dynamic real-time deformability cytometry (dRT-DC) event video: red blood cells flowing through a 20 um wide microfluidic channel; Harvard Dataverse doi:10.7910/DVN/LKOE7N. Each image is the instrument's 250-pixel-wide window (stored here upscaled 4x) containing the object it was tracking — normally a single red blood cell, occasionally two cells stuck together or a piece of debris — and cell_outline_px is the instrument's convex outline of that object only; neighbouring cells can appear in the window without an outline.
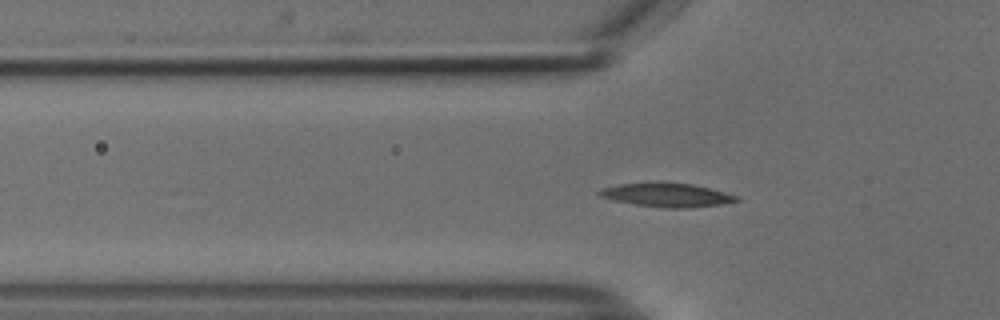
{"species": "common noctule bat (a hibernating species)", "species_latin": "Nyctalus noctula", "temperature_condition": "cold", "stored_images_in_passage": 33, "camera_frame_rate_fps": 3000, "um_per_image_px": 0.085, "animal": {"sex": "male", "body_mass_g": 18.8}, "frame": {"image": 1, "passage_image": 5, "time_ms": 1.333, "image_size_px": [1000, 320], "cell_outline_px": [[740, 200], [724, 204], [688, 208], [664, 208], [636, 204], [616, 200], [600, 196], [596, 192], [600, 188], [620, 184], [692, 184], [740, 196]], "centroid_in_image_um": [56.74, 16.6], "position_along_channel_um": 69.1, "area_um2": 18.38}}
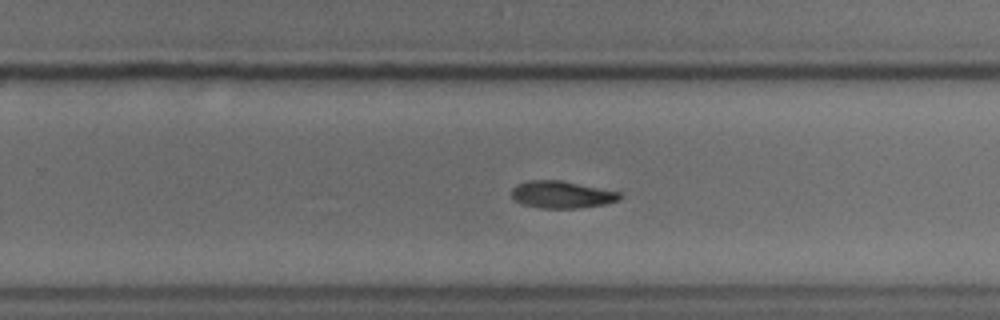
{"frame": {"image": 2, "passage_image": 22, "time_ms": 7.0, "image_size_px": [1000, 320], "cell_outline_px": [[624, 196], [620, 200], [604, 204], [576, 208], [540, 208], [524, 204], [516, 200], [512, 196], [512, 188], [516, 184], [528, 180], [560, 180], [620, 192]], "centroid_in_image_um": [47.76, 16.53], "position_along_channel_um": 282.0, "area_um2": 17.05}}
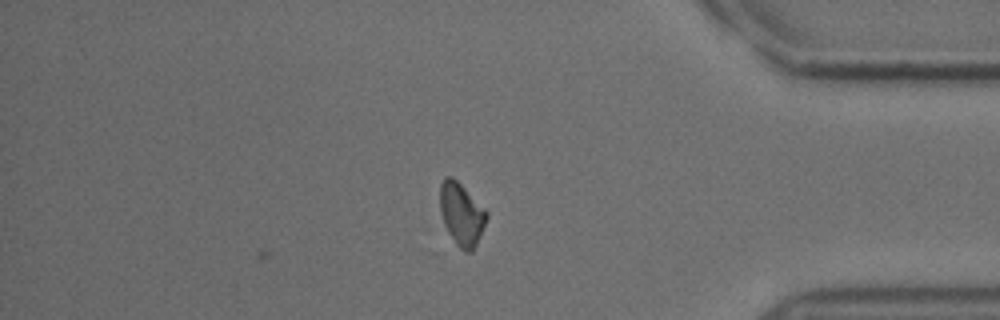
{"frame": {"image": 3, "passage_image": 33, "time_ms": 10.667, "image_size_px": [1000, 320], "cell_outline_px": [[488, 216], [480, 236], [472, 252], [464, 252], [456, 244], [448, 232], [444, 224], [440, 212], [440, 184], [448, 176], [452, 176], [488, 212]], "centroid_in_image_um": [39.22, 18.22], "position_along_channel_um": 396.0, "area_um2": 16.76}, "authors_computed_cell_mechanics": {"area_um2": 17.5712, "velocity_mm_per_s": 3.7606, "shape_relaxation_time_tau1_ms": 6.0247, "shape_relaxation_time_tau2_ms": null, "deformation_change_tau1": 0.1449, "deformation_change_tau2": null}}